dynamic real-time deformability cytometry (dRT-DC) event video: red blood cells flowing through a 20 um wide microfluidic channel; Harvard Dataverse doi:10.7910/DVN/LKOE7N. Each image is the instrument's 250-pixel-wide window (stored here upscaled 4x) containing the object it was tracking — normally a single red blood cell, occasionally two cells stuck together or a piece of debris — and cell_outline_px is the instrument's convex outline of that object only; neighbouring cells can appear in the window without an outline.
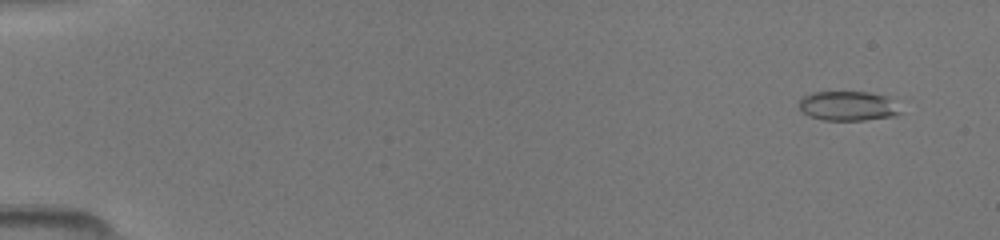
{"species": "common noctule bat (a hibernating species)", "species_latin": "Nyctalus noctula", "temperature_condition": "room temperature", "stored_images_in_passage": 50, "camera_frame_rate_fps": 3000, "um_per_image_px": 0.085, "animal": {"sex": "female", "body_mass_g": 19.5, "forearm_length_mm": 54.1}, "frame": {"image": 1, "passage_image": 4, "time_ms": 1.0, "image_size_px": [1000, 240], "cell_outline_px": [[900, 112], [896, 116], [864, 120], [824, 120], [808, 116], [800, 108], [800, 100], [804, 96], [812, 92], [868, 92], [888, 96]], "centroid_in_image_um": [72.07, 9.01], "position_along_channel_um": 12.9, "area_um2": 17.28}}
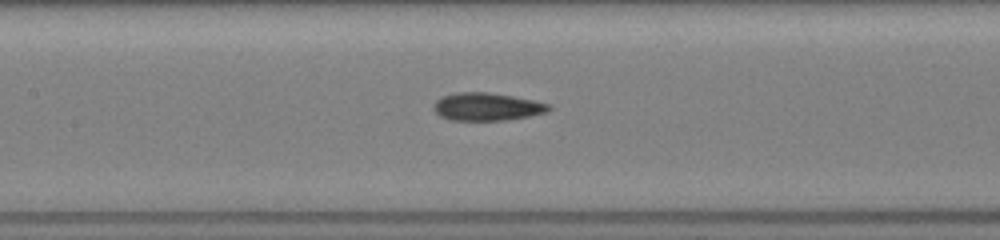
{"frame": {"image": 2, "passage_image": 25, "time_ms": 8.0, "image_size_px": [1000, 240], "cell_outline_px": [[552, 108], [548, 112], [528, 116], [504, 120], [448, 120], [440, 116], [432, 108], [432, 104], [440, 96], [456, 92], [488, 92], [512, 96], [552, 104]], "centroid_in_image_um": [41.36, 9.06], "position_along_channel_um": 166.0, "area_um2": 18.84}}
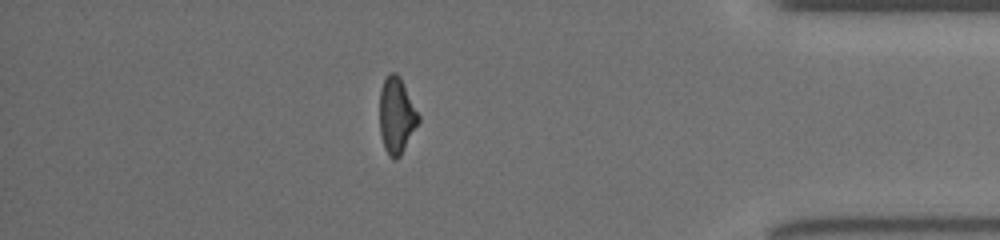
{"frame": {"image": 3, "passage_image": 44, "time_ms": 14.333, "image_size_px": [1000, 240], "cell_outline_px": [[420, 120], [400, 156], [396, 160], [392, 160], [388, 156], [384, 148], [380, 132], [380, 88], [388, 72], [396, 72], [400, 76], [420, 116]], "centroid_in_image_um": [33.7, 9.82], "position_along_channel_um": 401.5, "area_um2": 17.34}}